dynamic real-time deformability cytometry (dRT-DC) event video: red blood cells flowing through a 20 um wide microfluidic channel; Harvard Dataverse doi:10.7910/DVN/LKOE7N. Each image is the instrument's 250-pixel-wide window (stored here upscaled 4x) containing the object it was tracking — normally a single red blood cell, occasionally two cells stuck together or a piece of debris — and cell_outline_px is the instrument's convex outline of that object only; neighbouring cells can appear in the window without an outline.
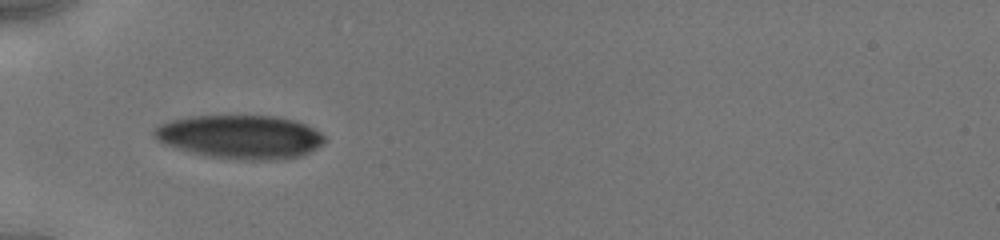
{"species": "human", "species_latin": "Homo sapiens", "temperature_condition": "cold", "stored_images_in_passage": 12, "camera_frame_rate_fps": 3000, "um_per_image_px": 0.085, "donor": {"sex": "male"}, "frame": {"image": 1, "passage_image": 1, "time_ms": 0.0, "image_size_px": [1000, 240], "cell_outline_px": [[328, 140], [324, 144], [300, 156], [276, 160], [244, 160], [204, 156], [176, 148], [164, 144], [156, 140], [152, 136], [152, 132], [160, 124], [172, 120], [188, 116], [280, 116], [296, 120], [320, 132]], "centroid_in_image_um": [20.42, 11.63], "position_along_channel_um": 64.6, "area_um2": 43.7}}
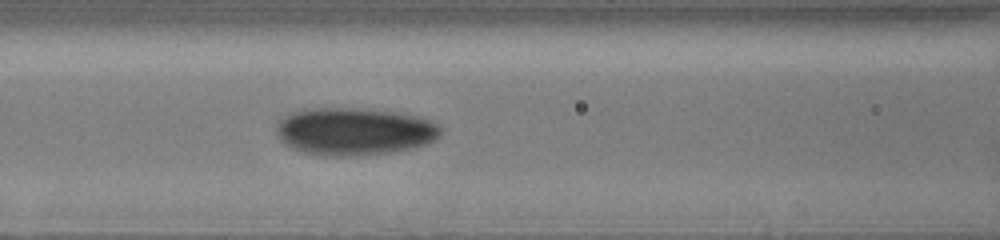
{"frame": {"image": 2, "passage_image": 8, "time_ms": 2.0, "image_size_px": [1000, 240], "cell_outline_px": [[440, 136], [436, 140], [412, 148], [392, 152], [340, 156], [324, 156], [304, 152], [280, 140], [276, 132], [276, 128], [280, 120], [284, 116], [292, 112], [312, 108], [360, 108], [396, 112], [416, 116], [428, 120], [436, 124], [440, 128]], "centroid_in_image_um": [30.11, 11.16], "position_along_channel_um": 136.5, "area_um2": 45.08}}
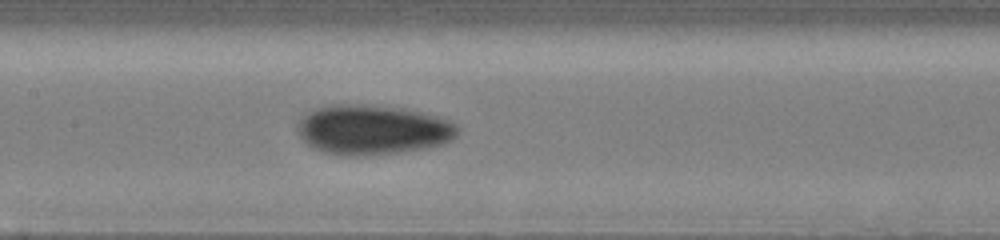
{"frame": {"image": 3, "passage_image": 12, "time_ms": 3.0, "image_size_px": [1000, 240], "cell_outline_px": [[460, 132], [452, 140], [444, 144], [428, 148], [400, 152], [364, 156], [344, 156], [324, 152], [312, 148], [296, 132], [296, 124], [300, 116], [304, 112], [316, 108], [332, 104], [356, 104], [404, 108], [436, 116], [448, 120], [456, 124], [460, 128]], "centroid_in_image_um": [31.65, 11.03], "position_along_channel_um": 175.8, "area_um2": 47.16}}